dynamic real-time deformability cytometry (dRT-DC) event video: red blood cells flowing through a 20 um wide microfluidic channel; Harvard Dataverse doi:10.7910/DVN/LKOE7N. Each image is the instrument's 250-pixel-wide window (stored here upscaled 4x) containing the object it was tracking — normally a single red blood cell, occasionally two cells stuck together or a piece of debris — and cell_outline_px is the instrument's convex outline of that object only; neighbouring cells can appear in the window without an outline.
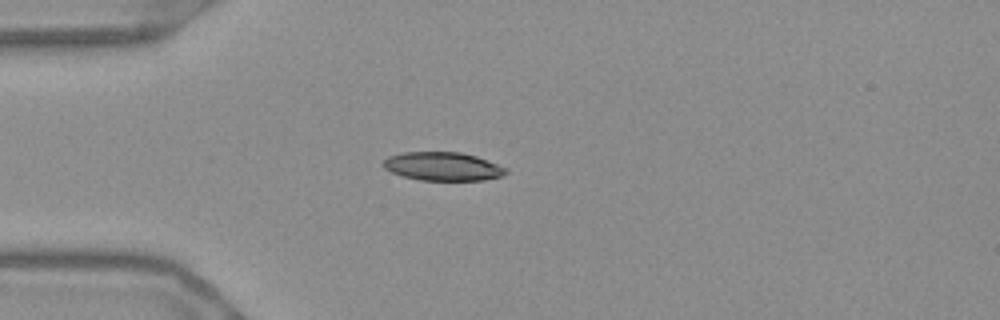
{"species": "Egyptian fruit bat (a non-hibernating species)", "species_latin": "Rousettus aegyptiacus", "temperature_condition": "warm", "stored_images_in_passage": 41, "camera_frame_rate_fps": 3000, "um_per_image_px": 0.085, "frame": {"image": 1, "passage_image": 1, "time_ms": 0.0, "image_size_px": [1000, 320], "cell_outline_px": [[508, 172], [500, 176], [484, 180], [420, 180], [404, 176], [392, 172], [384, 168], [380, 164], [388, 156], [404, 152], [460, 152], [476, 156], [508, 168]], "centroid_in_image_um": [37.63, 14.14], "position_along_channel_um": 47.4, "area_um2": 20.35}}
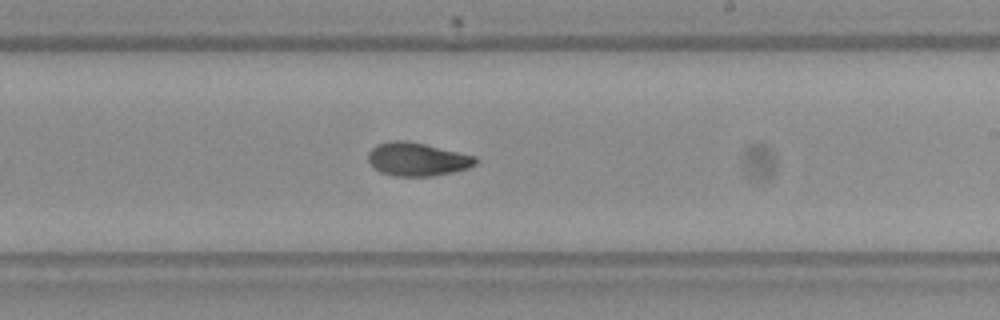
{"frame": {"image": 2, "passage_image": 19, "time_ms": 6.0, "image_size_px": [1000, 320], "cell_outline_px": [[480, 160], [476, 164], [468, 168], [452, 172], [432, 176], [392, 176], [380, 172], [372, 168], [368, 160], [368, 152], [376, 144], [388, 140], [404, 140], [424, 144], [476, 156]], "centroid_in_image_um": [35.43, 13.54], "position_along_channel_um": 253.6, "area_um2": 21.1}}
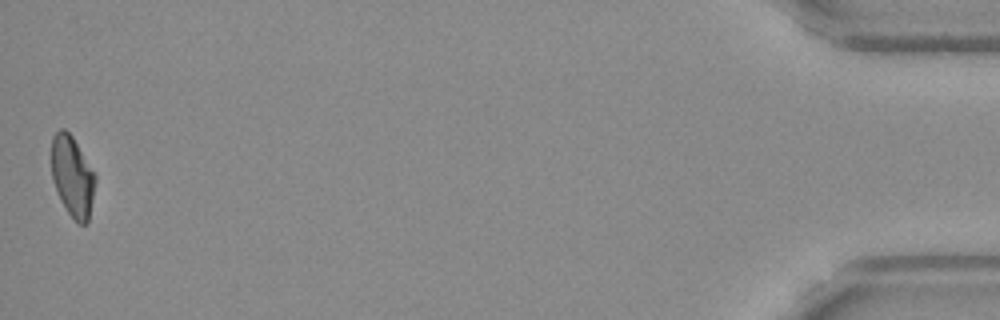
{"frame": {"image": 3, "passage_image": 41, "time_ms": 13.333, "image_size_px": [1000, 320], "cell_outline_px": [[96, 180], [88, 224], [80, 224], [68, 212], [60, 200], [52, 180], [52, 136], [60, 128], [64, 128], [72, 136], [96, 172]], "centroid_in_image_um": [6.17, 14.98], "position_along_channel_um": 429.0, "area_um2": 20.75}, "authors_computed_cell_mechanics": {"area_um2": 21.0392, "velocity_mm_per_s": 3.6882, "shape_relaxation_time_tau1_ms": 7.1628, "shape_relaxation_time_tau2_ms": 2.4347, "deformation_change_tau1": 0.1957, "deformation_change_tau2": 0.0707}}